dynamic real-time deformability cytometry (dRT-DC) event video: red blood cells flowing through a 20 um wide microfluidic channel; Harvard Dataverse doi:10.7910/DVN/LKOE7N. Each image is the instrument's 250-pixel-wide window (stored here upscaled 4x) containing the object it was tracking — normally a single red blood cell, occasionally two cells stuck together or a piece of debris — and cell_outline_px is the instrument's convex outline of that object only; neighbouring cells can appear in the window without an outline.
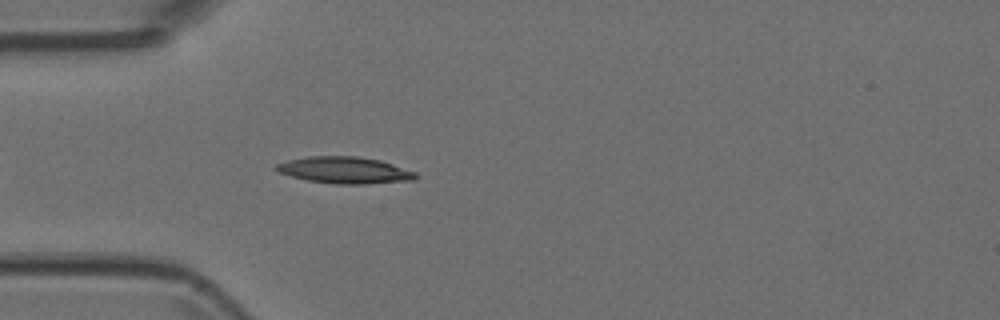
{"species": "Egyptian fruit bat (a non-hibernating species)", "species_latin": "Rousettus aegyptiacus", "temperature_condition": "room temperature", "stored_images_in_passage": 4, "camera_frame_rate_fps": 3000, "um_per_image_px": 0.085, "animal": {"sex": "female"}, "frame": {"image": 1, "passage_image": 4, "time_ms": 1.0, "image_size_px": [1000, 320], "cell_outline_px": [[416, 180], [368, 184], [336, 184], [308, 180], [292, 176], [280, 172], [276, 168], [276, 164], [288, 160], [308, 156], [356, 156], [380, 160], [416, 172]], "centroid_in_image_um": [29.34, 14.46], "position_along_channel_um": 55.7, "area_um2": 21.5}}